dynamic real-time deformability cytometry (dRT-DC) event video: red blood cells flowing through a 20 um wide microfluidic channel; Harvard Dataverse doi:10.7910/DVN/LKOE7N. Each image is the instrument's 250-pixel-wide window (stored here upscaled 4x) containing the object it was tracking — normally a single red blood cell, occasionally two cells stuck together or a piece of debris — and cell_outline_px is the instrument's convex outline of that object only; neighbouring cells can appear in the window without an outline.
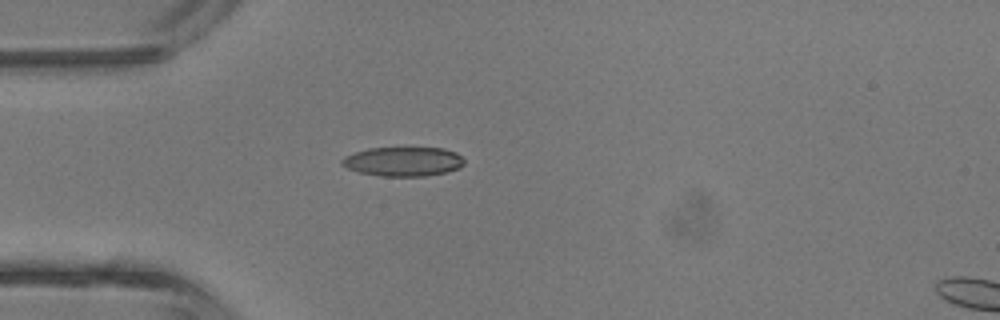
{"species": "common noctule bat (a hibernating species)", "species_latin": "Nyctalus noctula", "temperature_condition": "room temperature", "stored_images_in_passage": 4, "camera_frame_rate_fps": 3000, "um_per_image_px": 0.085, "animal": {"sex": "male", "body_mass_g": 13.3}, "frame": {"image": 1, "passage_image": 3, "time_ms": 3.0, "image_size_px": [1000, 320], "cell_outline_px": [[464, 164], [460, 168], [444, 172], [424, 176], [380, 176], [360, 172], [348, 168], [340, 164], [340, 160], [344, 156], [368, 148], [444, 148], [456, 152], [464, 160]], "centroid_in_image_um": [34.26, 13.72], "position_along_channel_um": 50.7, "area_um2": 20.81}}